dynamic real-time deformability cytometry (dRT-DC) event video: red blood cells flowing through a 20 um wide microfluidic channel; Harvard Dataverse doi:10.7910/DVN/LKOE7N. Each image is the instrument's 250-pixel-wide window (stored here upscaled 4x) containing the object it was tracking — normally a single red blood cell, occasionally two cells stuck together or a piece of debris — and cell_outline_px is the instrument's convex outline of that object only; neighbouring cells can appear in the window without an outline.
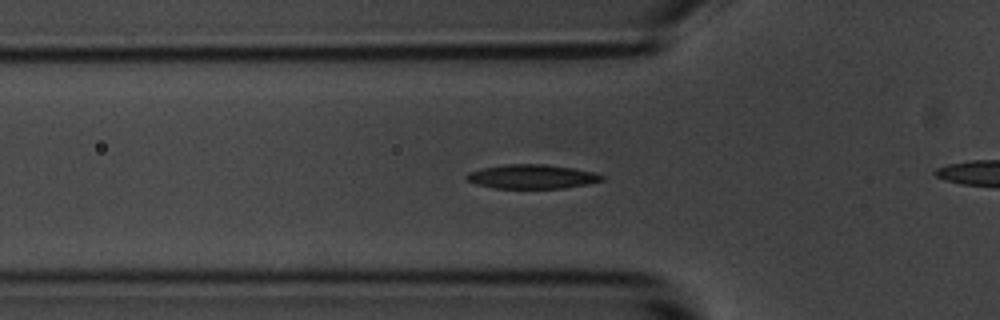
{"species": "common noctule bat (a hibernating species)", "species_latin": "Nyctalus noctula", "temperature_condition": "room temperature", "stored_images_in_passage": 55, "camera_frame_rate_fps": 3000, "um_per_image_px": 0.085, "animal": {"sex": "male", "body_mass_g": 20.1, "forearm_length_mm": 53.5}, "frame": {"image": 1, "passage_image": 17, "time_ms": 5.333, "image_size_px": [1000, 320], "cell_outline_px": [[604, 180], [588, 184], [564, 188], [496, 188], [476, 184], [468, 180], [464, 176], [468, 172], [480, 168], [504, 164], [544, 164], [576, 168], [596, 172], [604, 176]], "centroid_in_image_um": [45.24, 15.0], "position_along_channel_um": 80.6, "area_um2": 19.25}}
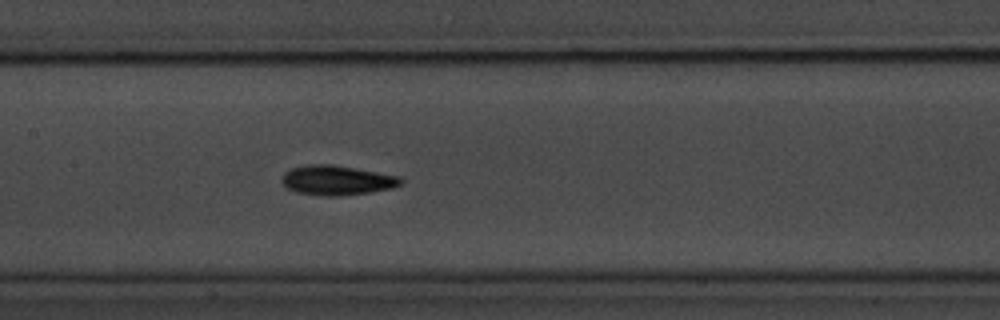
{"frame": {"image": 2, "passage_image": 25, "time_ms": 8.0, "image_size_px": [1000, 320], "cell_outline_px": [[404, 180], [400, 184], [392, 188], [368, 192], [340, 196], [320, 196], [296, 192], [288, 188], [280, 180], [280, 176], [284, 172], [292, 168], [304, 164], [332, 164], [400, 176]], "centroid_in_image_um": [28.59, 15.31], "position_along_channel_um": 178.8, "area_um2": 20.69}}
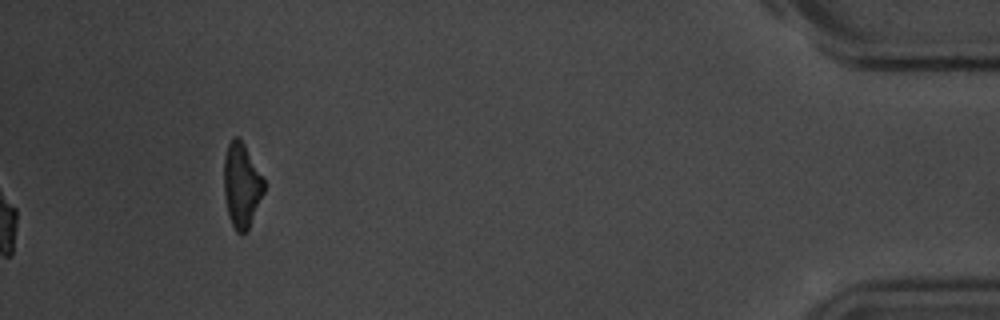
{"frame": {"image": 3, "passage_image": 55, "time_ms": 18.0, "image_size_px": [1000, 320], "cell_outline_px": [[264, 192], [248, 228], [244, 232], [236, 232], [228, 216], [224, 196], [224, 156], [228, 144], [232, 136], [236, 136], [244, 144], [264, 180]], "centroid_in_image_um": [20.51, 15.73], "position_along_channel_um": 414.7, "area_um2": 19.42}, "authors_computed_cell_mechanics": {"area_um2": 18.9584, "velocity_mm_per_s": 3.6426, "shape_relaxation_time_tau1_ms": 2.5307, "shape_relaxation_time_tau2_ms": 3.5251, "deformation_change_tau1": 0.1203, "deformation_change_tau2": 0.0993}}